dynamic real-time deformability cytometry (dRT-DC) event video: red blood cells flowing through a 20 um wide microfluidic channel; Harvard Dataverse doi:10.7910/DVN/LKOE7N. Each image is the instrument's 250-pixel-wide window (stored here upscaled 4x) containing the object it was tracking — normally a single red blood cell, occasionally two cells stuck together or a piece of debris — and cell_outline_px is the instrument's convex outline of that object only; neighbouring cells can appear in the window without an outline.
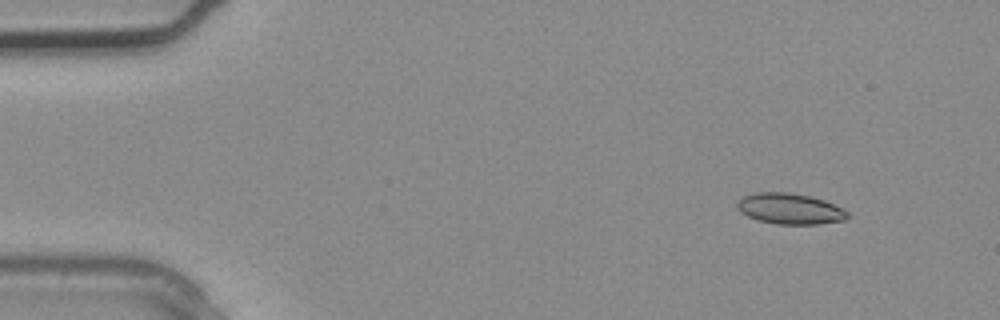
{"species": "common noctule bat (a hibernating species)", "species_latin": "Nyctalus noctula", "temperature_condition": "warm", "stored_images_in_passage": 3, "camera_frame_rate_fps": 3000, "um_per_image_px": 0.085, "animal": {"sex": "male", "body_mass_g": 20.4}, "frame": {"image": 1, "passage_image": 1, "time_ms": 0.0, "image_size_px": [1000, 320], "cell_outline_px": [[848, 216], [844, 220], [820, 224], [776, 224], [756, 220], [740, 212], [736, 204], [744, 196], [756, 192], [788, 192], [812, 196], [824, 200], [848, 212]], "centroid_in_image_um": [67.12, 17.74], "position_along_channel_um": 17.9, "area_um2": 19.77}}